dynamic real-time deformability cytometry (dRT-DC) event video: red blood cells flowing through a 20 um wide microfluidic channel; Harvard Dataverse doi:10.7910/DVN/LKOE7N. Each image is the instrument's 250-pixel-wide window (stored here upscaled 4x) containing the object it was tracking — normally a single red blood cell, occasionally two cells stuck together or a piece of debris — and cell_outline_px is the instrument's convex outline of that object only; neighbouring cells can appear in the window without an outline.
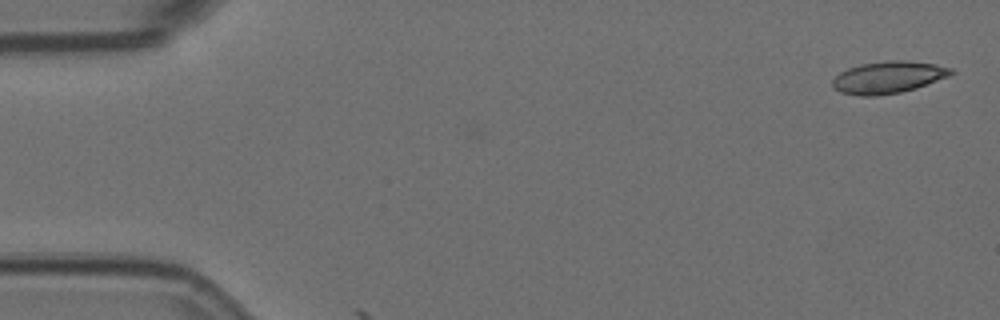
{"species": "Egyptian fruit bat (a non-hibernating species)", "species_latin": "Rousettus aegyptiacus", "temperature_condition": "room temperature", "stored_images_in_passage": 3, "camera_frame_rate_fps": 3000, "um_per_image_px": 0.085, "animal": {"sex": "female"}, "frame": {"image": 1, "passage_image": 1, "time_ms": 0.0, "image_size_px": [1000, 320], "cell_outline_px": [[956, 72], [948, 76], [916, 88], [900, 92], [876, 96], [860, 96], [840, 92], [832, 88], [832, 80], [840, 72], [848, 68], [860, 64], [888, 60], [904, 60], [936, 64], [952, 68]], "centroid_in_image_um": [75.48, 6.57], "position_along_channel_um": 9.5, "area_um2": 22.2}}